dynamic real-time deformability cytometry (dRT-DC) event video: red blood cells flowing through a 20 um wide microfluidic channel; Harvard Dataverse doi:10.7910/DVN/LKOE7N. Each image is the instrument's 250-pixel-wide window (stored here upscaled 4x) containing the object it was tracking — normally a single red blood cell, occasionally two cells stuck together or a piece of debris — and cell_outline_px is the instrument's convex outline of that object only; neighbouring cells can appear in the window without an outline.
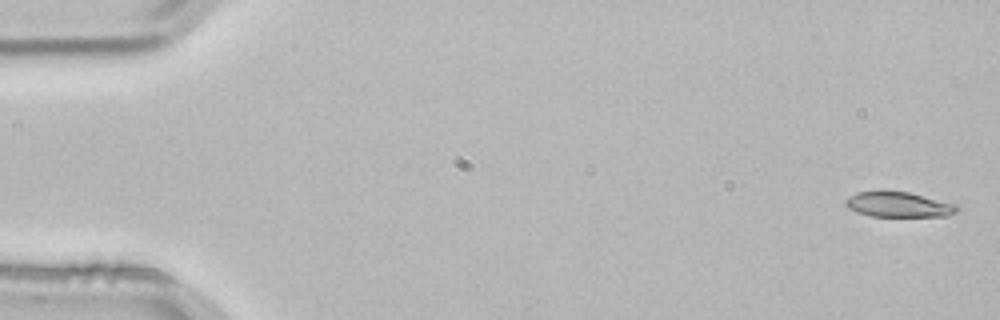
{"species": "common noctule bat (a hibernating species)", "species_latin": "Nyctalus noctula", "temperature_condition": "room temperature", "stored_images_in_passage": 3, "camera_frame_rate_fps": 3000, "um_per_image_px": 0.085, "animal": {"sex": "male", "body_mass_g": 21.5, "forearm_length_mm": 52.0}, "frame": {"image": 1, "passage_image": 1, "time_ms": 0.0, "image_size_px": [1000, 320], "cell_outline_px": [[960, 208], [956, 212], [948, 216], [872, 216], [848, 208], [844, 204], [844, 200], [848, 196], [856, 192], [908, 192], [960, 204]], "centroid_in_image_um": [76.44, 17.39], "position_along_channel_um": 8.6, "area_um2": 16.3}}
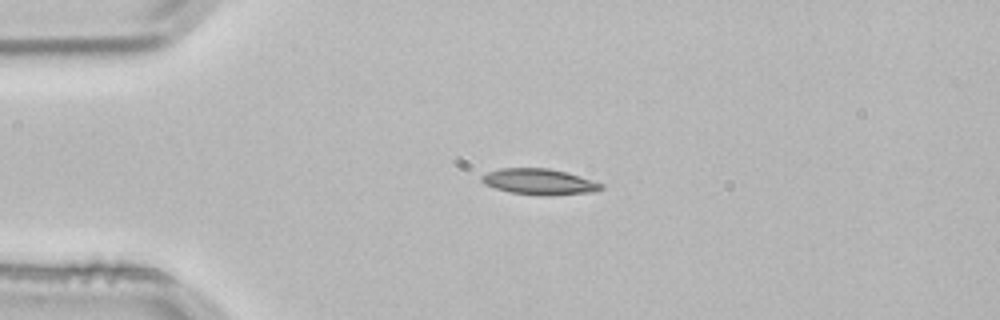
{"frame": {"image": 2, "passage_image": 3, "time_ms": 0.667, "image_size_px": [1000, 320], "cell_outline_px": [[604, 188], [596, 192], [548, 196], [544, 196], [508, 192], [484, 184], [480, 180], [480, 176], [488, 172], [500, 168], [548, 168], [564, 172], [604, 184]], "centroid_in_image_um": [45.83, 15.46], "position_along_channel_um": 39.2, "area_um2": 18.09}}